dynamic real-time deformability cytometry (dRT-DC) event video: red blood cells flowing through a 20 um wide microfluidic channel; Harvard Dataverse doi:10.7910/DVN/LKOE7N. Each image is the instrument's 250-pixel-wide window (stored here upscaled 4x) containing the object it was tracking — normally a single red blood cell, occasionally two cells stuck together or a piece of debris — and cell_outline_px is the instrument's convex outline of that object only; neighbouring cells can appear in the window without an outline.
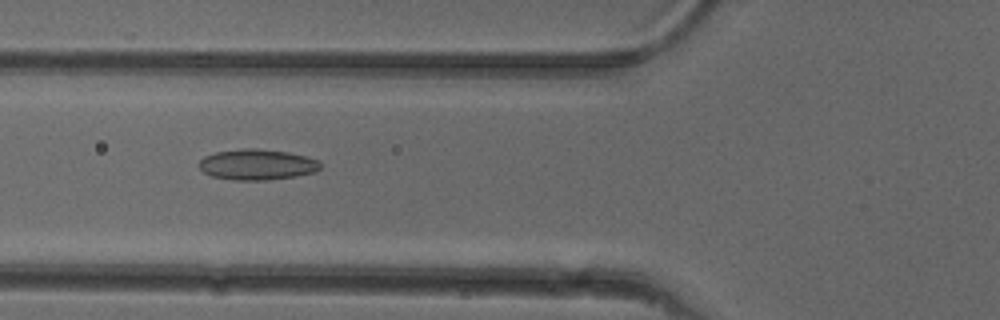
{"species": "common noctule bat (a hibernating species)", "species_latin": "Nyctalus noctula", "temperature_condition": "cold", "stored_images_in_passage": 51, "camera_frame_rate_fps": 3000, "um_per_image_px": 0.085, "animal": {"sex": "female"}, "frame": {"image": 1, "passage_image": 19, "time_ms": 6.0, "image_size_px": [1000, 320], "cell_outline_px": [[320, 168], [316, 172], [296, 176], [268, 180], [232, 180], [212, 176], [204, 172], [196, 164], [204, 156], [216, 152], [240, 148], [256, 148], [288, 152], [308, 156], [320, 160]], "centroid_in_image_um": [21.86, 13.98], "position_along_channel_um": 103.9, "area_um2": 22.02}}
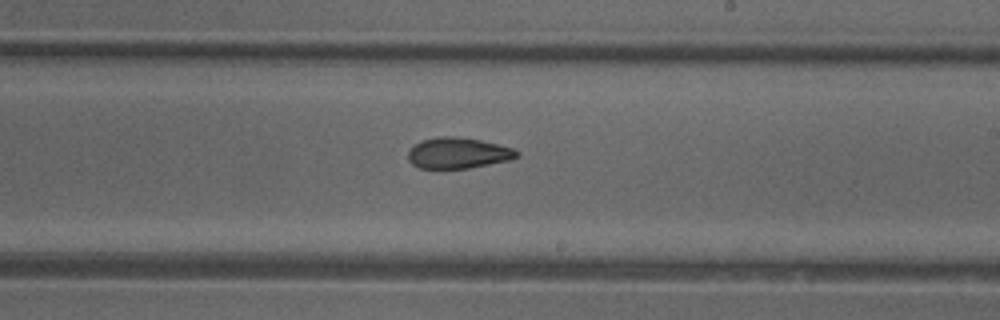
{"frame": {"image": 2, "passage_image": 30, "time_ms": 9.667, "image_size_px": [1000, 320], "cell_outline_px": [[520, 156], [508, 160], [468, 168], [420, 168], [412, 164], [408, 160], [408, 152], [420, 140], [440, 136], [452, 136], [480, 140], [512, 148], [520, 152]], "centroid_in_image_um": [38.92, 13.0], "position_along_channel_um": 250.1, "area_um2": 19.36}}
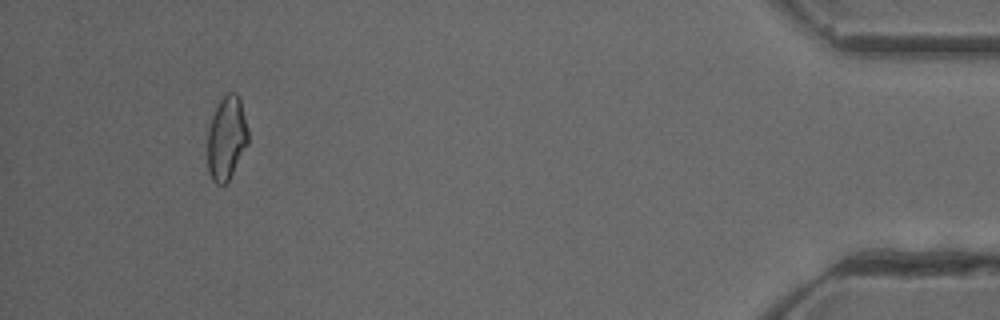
{"frame": {"image": 3, "passage_image": 48, "time_ms": 15.667, "image_size_px": [1000, 320], "cell_outline_px": [[248, 144], [228, 180], [224, 184], [216, 184], [212, 180], [208, 172], [208, 128], [216, 104], [228, 92], [236, 92], [240, 100], [248, 128]], "centroid_in_image_um": [19.25, 11.72], "position_along_channel_um": 416.0, "area_um2": 19.77}, "authors_computed_cell_mechanics": {"area_um2": 20.23, "velocity_mm_per_s": 3.977, "shape_relaxation_time_tau1_ms": null, "shape_relaxation_time_tau2_ms": 2.6606, "deformation_change_tau1": null, "deformation_change_tau2": 0.0893}}